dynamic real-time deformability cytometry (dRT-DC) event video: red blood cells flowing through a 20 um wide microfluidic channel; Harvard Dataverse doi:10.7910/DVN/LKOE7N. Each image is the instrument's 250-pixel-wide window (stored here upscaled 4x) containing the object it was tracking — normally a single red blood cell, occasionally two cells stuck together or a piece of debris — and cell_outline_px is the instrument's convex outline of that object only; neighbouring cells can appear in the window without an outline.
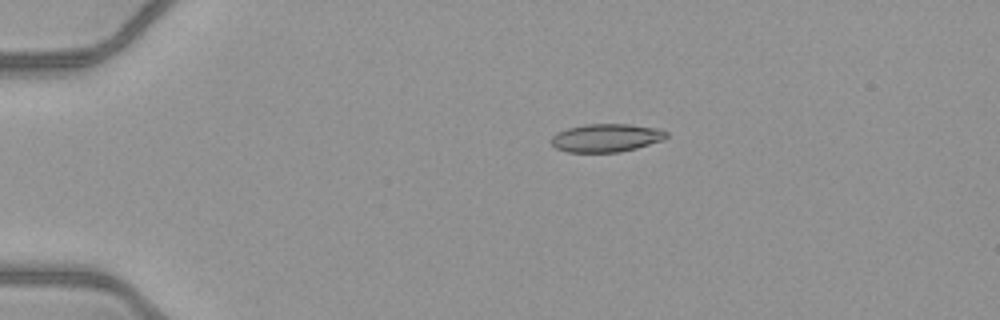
{"species": "common noctule bat (a hibernating species)", "species_latin": "Nyctalus noctula", "temperature_condition": "warm", "stored_images_in_passage": 42, "camera_frame_rate_fps": 3000, "um_per_image_px": 0.085, "animal": {"sex": "female", "body_mass_g": 21.9}, "frame": {"image": 1, "passage_image": 2, "time_ms": 0.333, "image_size_px": [1000, 320], "cell_outline_px": [[668, 136], [664, 140], [636, 148], [620, 152], [568, 152], [556, 148], [552, 144], [552, 136], [556, 132], [568, 128], [584, 124], [628, 124], [660, 128], [668, 132]], "centroid_in_image_um": [51.56, 11.71], "position_along_channel_um": 33.4, "area_um2": 19.02}}
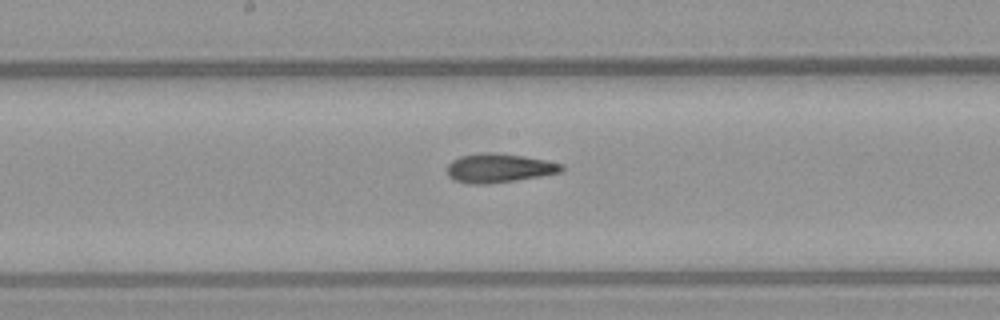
{"frame": {"image": 2, "passage_image": 19, "time_ms": 6.0, "image_size_px": [1000, 320], "cell_outline_px": [[564, 168], [560, 172], [540, 176], [488, 184], [468, 184], [452, 180], [448, 176], [448, 164], [452, 160], [460, 156], [480, 152], [488, 152], [524, 156], [564, 164]], "centroid_in_image_um": [42.37, 14.29], "position_along_channel_um": 205.8, "area_um2": 19.31}}
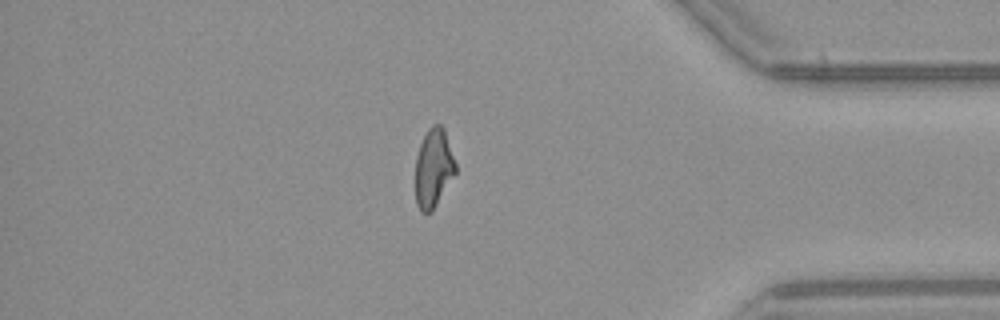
{"frame": {"image": 3, "passage_image": 35, "time_ms": 11.333, "image_size_px": [1000, 320], "cell_outline_px": [[456, 172], [432, 212], [420, 212], [416, 204], [416, 156], [420, 144], [428, 128], [432, 124], [440, 124], [444, 128], [456, 164]], "centroid_in_image_um": [36.84, 14.28], "position_along_channel_um": 398.4, "area_um2": 18.38}, "authors_computed_cell_mechanics": {"area_um2": 19.1029, "velocity_mm_per_s": 4.1164, "shape_relaxation_time_tau1_ms": 6.5962, "shape_relaxation_time_tau2_ms": 1.5722, "deformation_change_tau1": 0.2088, "deformation_change_tau2": 0.0986}}